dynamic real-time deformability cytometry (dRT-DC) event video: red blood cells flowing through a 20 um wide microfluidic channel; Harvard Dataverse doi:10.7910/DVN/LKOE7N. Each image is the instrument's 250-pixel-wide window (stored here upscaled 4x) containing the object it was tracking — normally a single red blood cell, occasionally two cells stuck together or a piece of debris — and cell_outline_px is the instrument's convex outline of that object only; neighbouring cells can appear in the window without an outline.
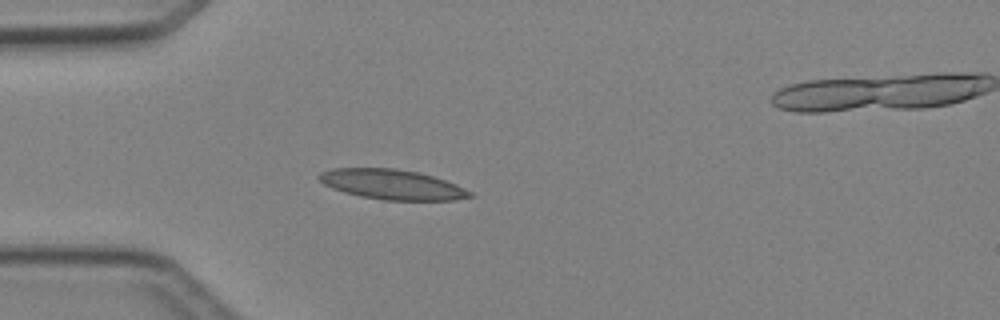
{"species": "Egyptian fruit bat (a non-hibernating species)", "species_latin": "Rousettus aegyptiacus", "temperature_condition": "cold", "stored_images_in_passage": 4, "camera_frame_rate_fps": 3000, "um_per_image_px": 0.085, "animal": {"sex": "female"}, "frame": {"image": 1, "passage_image": 3, "time_ms": 2.333, "image_size_px": [1000, 320], "cell_outline_px": [[476, 196], [452, 200], [384, 200], [360, 196], [344, 192], [332, 188], [324, 184], [316, 176], [320, 172], [332, 168], [396, 168], [420, 172], [456, 184], [472, 192]], "centroid_in_image_um": [33.32, 15.67], "position_along_channel_um": 51.7, "area_um2": 26.41}}